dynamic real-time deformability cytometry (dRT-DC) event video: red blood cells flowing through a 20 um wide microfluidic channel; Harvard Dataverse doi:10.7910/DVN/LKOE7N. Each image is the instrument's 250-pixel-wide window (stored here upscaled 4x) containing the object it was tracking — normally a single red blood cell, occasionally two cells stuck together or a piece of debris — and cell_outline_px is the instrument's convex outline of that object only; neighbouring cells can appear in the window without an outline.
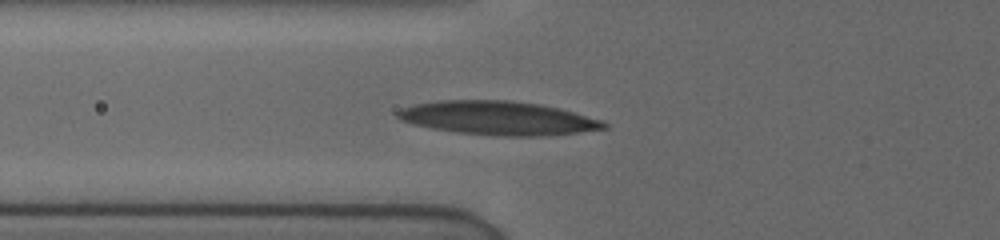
{"species": "human", "species_latin": "Homo sapiens", "temperature_condition": "cold", "stored_images_in_passage": 5, "camera_frame_rate_fps": 3000, "um_per_image_px": 0.085, "donor": {"sex": "female"}, "frame": {"image": 1, "passage_image": 3, "time_ms": 1.333, "image_size_px": [1000, 240], "cell_outline_px": [[608, 128], [580, 132], [548, 136], [496, 136], [456, 132], [432, 128], [412, 124], [400, 120], [396, 116], [396, 112], [400, 108], [416, 104], [440, 100], [508, 100], [540, 104], [560, 108], [604, 120], [608, 124]], "centroid_in_image_um": [42.37, 10.04], "position_along_channel_um": 83.4, "area_um2": 40.92}}
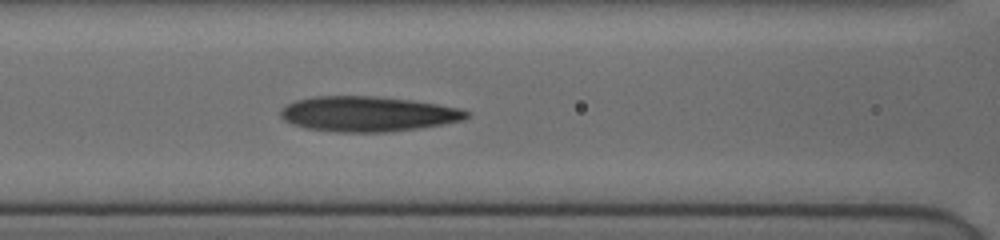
{"frame": {"image": 2, "passage_image": 5, "time_ms": 2.667, "image_size_px": [1000, 240], "cell_outline_px": [[472, 116], [464, 120], [444, 124], [420, 128], [388, 132], [336, 132], [304, 128], [292, 124], [284, 120], [280, 116], [280, 108], [296, 100], [316, 96], [372, 96], [412, 100], [460, 108], [468, 112]], "centroid_in_image_um": [31.27, 9.69], "position_along_channel_um": 135.3, "area_um2": 38.32}}